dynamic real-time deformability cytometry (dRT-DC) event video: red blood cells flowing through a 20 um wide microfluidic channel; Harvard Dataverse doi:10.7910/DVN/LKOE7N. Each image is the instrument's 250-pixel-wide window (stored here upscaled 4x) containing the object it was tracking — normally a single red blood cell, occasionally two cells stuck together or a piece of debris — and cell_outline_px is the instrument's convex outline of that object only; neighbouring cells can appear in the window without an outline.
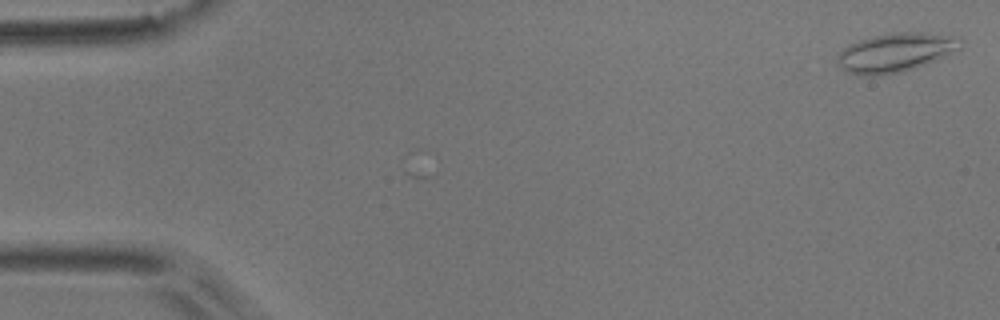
{"species": "common noctule bat (a hibernating species)", "species_latin": "Nyctalus noctula", "temperature_condition": "room temperature", "stored_images_in_passage": 2, "camera_frame_rate_fps": 3000, "um_per_image_px": 0.085, "animal": {"sex": "male", "body_mass_g": 17.9}, "frame": {"image": 1, "passage_image": 2, "time_ms": 0.333, "image_size_px": [1000, 320], "cell_outline_px": [[964, 44], [960, 48], [944, 56], [924, 64], [900, 72], [880, 76], [856, 76], [840, 68], [836, 64], [836, 56], [844, 48], [860, 40], [872, 36], [892, 32], [924, 32], [960, 36], [964, 40]], "centroid_in_image_um": [76.11, 4.46], "position_along_channel_um": 8.9, "area_um2": 28.26}}